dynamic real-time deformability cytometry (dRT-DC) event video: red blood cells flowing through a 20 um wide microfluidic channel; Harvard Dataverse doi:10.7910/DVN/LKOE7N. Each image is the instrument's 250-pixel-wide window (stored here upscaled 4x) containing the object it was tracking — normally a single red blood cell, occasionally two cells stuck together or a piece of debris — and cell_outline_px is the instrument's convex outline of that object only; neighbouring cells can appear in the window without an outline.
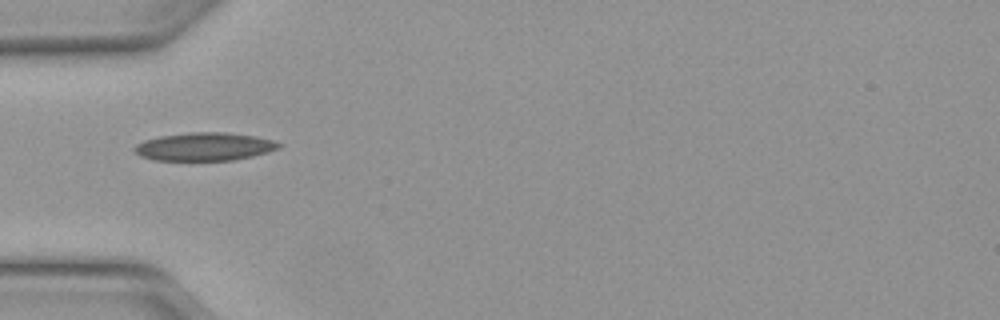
{"species": "Egyptian fruit bat (a non-hibernating species)", "species_latin": "Rousettus aegyptiacus", "temperature_condition": "warm", "stored_images_in_passage": 34, "camera_frame_rate_fps": 3000, "um_per_image_px": 0.085, "animal": {"sex": "female"}, "frame": {"image": 1, "passage_image": 1, "time_ms": 0.0, "image_size_px": [1000, 320], "cell_outline_px": [[284, 144], [280, 148], [268, 152], [236, 160], [152, 160], [140, 156], [132, 148], [136, 144], [144, 140], [160, 136], [192, 132], [224, 132], [256, 136], [272, 140]], "centroid_in_image_um": [17.39, 12.46], "position_along_channel_um": 67.6, "area_um2": 23.76}}
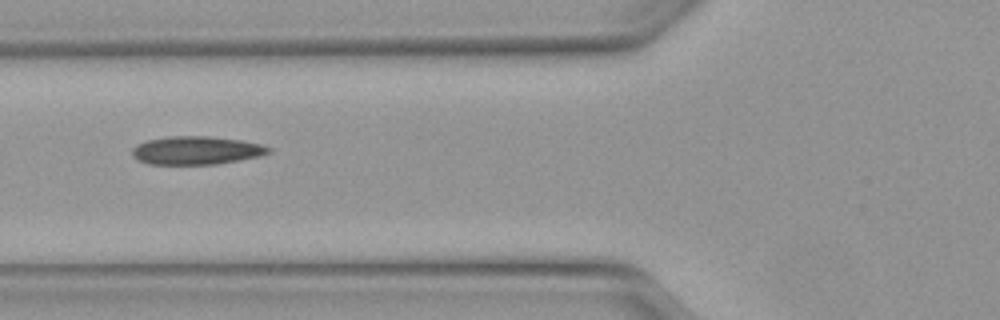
{"frame": {"image": 2, "passage_image": 4, "time_ms": 1.0, "image_size_px": [1000, 320], "cell_outline_px": [[272, 152], [260, 156], [216, 164], [148, 164], [136, 160], [132, 156], [132, 148], [136, 144], [148, 140], [172, 136], [208, 136], [240, 140], [260, 144], [272, 148]], "centroid_in_image_um": [16.67, 12.79], "position_along_channel_um": 109.1, "area_um2": 22.48}}
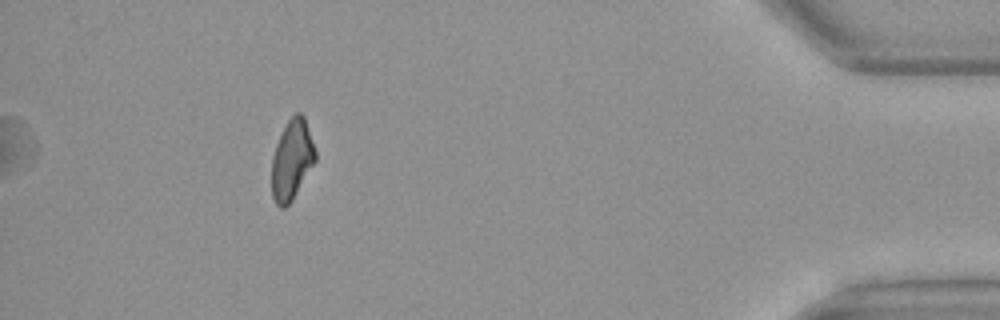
{"frame": {"image": 3, "passage_image": 30, "time_ms": 9.667, "image_size_px": [1000, 320], "cell_outline_px": [[316, 160], [292, 200], [284, 208], [280, 208], [276, 204], [272, 196], [272, 156], [276, 144], [288, 120], [296, 112], [300, 112], [304, 116], [316, 152]], "centroid_in_image_um": [24.8, 13.59], "position_along_channel_um": 410.4, "area_um2": 20.11}, "authors_computed_cell_mechanics": {"area_um2": 21.7039, "velocity_mm_per_s": 4.1505, "shape_relaxation_time_tau1_ms": null, "shape_relaxation_time_tau2_ms": 4.9642, "deformation_change_tau1": null, "deformation_change_tau2": 0.1206}}